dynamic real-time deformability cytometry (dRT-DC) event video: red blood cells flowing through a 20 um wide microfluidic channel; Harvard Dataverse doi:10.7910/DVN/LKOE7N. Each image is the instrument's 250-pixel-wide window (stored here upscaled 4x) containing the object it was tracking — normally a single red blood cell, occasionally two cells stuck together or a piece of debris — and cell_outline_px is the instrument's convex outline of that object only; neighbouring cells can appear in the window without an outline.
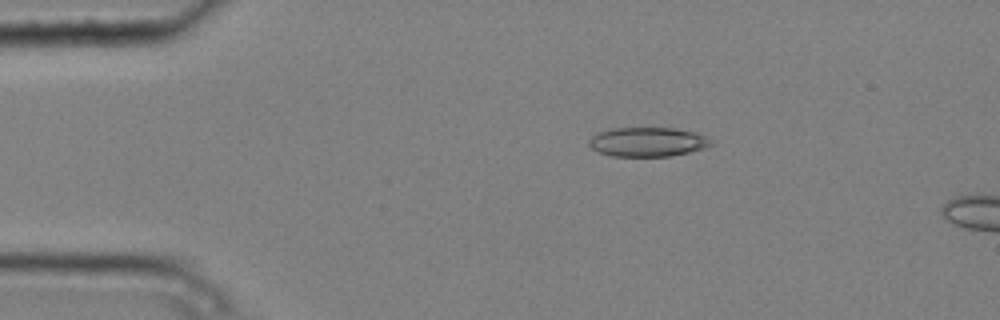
{"species": "common noctule bat (a hibernating species)", "species_latin": "Nyctalus noctula", "temperature_condition": "cold", "stored_images_in_passage": 4, "camera_frame_rate_fps": 3000, "um_per_image_px": 0.085, "animal": {"sex": "male", "body_mass_g": 20.4}, "frame": {"image": 1, "passage_image": 3, "time_ms": 0.667, "image_size_px": [1000, 320], "cell_outline_px": [[716, 144], [704, 148], [672, 156], [612, 156], [600, 152], [592, 148], [588, 144], [588, 140], [592, 136], [600, 132], [612, 128], [676, 128], [696, 132], [712, 140]], "centroid_in_image_um": [55.08, 12.06], "position_along_channel_um": 29.9, "area_um2": 20.87}}